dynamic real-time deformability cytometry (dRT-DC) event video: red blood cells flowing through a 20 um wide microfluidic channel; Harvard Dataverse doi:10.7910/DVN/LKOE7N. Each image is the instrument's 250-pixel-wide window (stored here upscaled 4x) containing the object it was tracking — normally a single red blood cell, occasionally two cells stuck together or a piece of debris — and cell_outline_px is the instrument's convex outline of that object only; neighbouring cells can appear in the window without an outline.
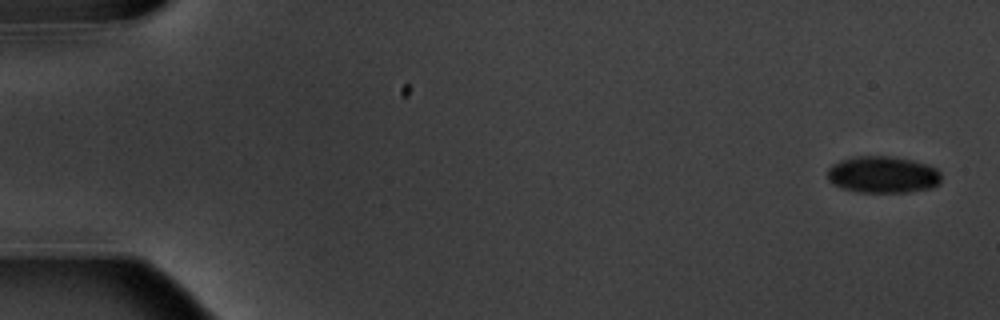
{"species": "common noctule bat (a hibernating species)", "species_latin": "Nyctalus noctula", "temperature_condition": "warm", "stored_images_in_passage": 5, "camera_frame_rate_fps": 3000, "um_per_image_px": 0.085, "animal": {"sex": "male", "body_mass_g": 20.1, "forearm_length_mm": 53.5}, "frame": {"image": 1, "passage_image": 1, "time_ms": 0.0, "image_size_px": [1000, 320], "cell_outline_px": [[940, 180], [936, 184], [928, 188], [904, 192], [860, 192], [844, 188], [828, 180], [828, 168], [832, 164], [840, 160], [860, 156], [892, 156], [912, 160], [928, 164], [936, 168], [940, 172]], "centroid_in_image_um": [75.04, 14.82], "position_along_channel_um": 10.0, "area_um2": 24.1}}
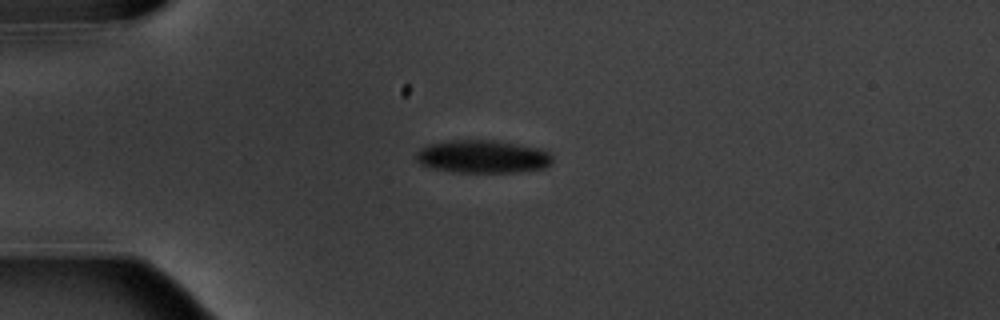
{"frame": {"image": 2, "passage_image": 4, "time_ms": 4.333, "image_size_px": [1000, 320], "cell_outline_px": [[552, 164], [544, 168], [512, 172], [456, 172], [432, 168], [420, 164], [416, 160], [416, 152], [420, 148], [428, 144], [452, 140], [496, 140], [520, 144], [540, 148], [548, 152], [552, 156]], "centroid_in_image_um": [41.02, 13.3], "position_along_channel_um": 44.0, "area_um2": 26.3}}